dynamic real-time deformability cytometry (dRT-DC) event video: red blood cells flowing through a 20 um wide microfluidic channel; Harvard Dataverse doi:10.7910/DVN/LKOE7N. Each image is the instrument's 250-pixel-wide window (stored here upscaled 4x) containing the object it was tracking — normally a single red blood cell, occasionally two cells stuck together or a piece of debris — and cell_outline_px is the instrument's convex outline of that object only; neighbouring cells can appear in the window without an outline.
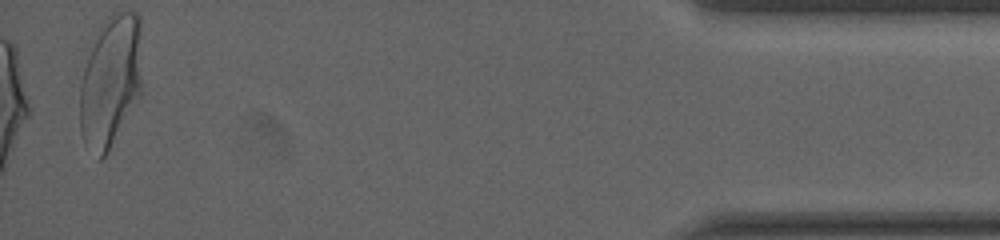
{"species": "human", "species_latin": "Homo sapiens", "temperature_condition": "cold", "stored_images_in_passage": 33, "camera_frame_rate_fps": 3000, "um_per_image_px": 0.085, "donor": {"sex": "male"}, "frame": {"image": 1, "passage_image": 33, "time_ms": 16.333, "image_size_px": [1000, 240], "cell_outline_px": [[140, 96], [108, 152], [100, 160], [96, 160], [84, 144], [80, 132], [80, 84], [84, 68], [100, 24], [112, 12], [136, 12], [140, 16]], "centroid_in_image_um": [9.38, 6.94], "position_along_channel_um": 425.8, "area_um2": 47.92}}